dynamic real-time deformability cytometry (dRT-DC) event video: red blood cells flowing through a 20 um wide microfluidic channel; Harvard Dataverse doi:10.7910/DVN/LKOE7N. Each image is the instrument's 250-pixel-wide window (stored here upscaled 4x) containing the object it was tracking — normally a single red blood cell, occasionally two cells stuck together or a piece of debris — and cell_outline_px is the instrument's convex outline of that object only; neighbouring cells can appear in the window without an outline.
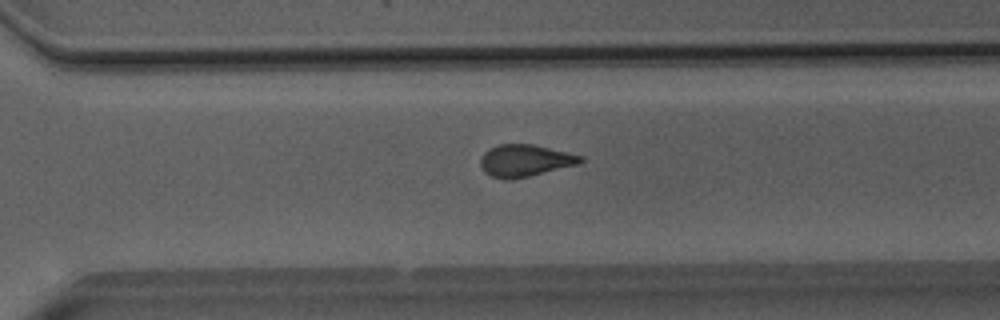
{"species": "Egyptian fruit bat (a non-hibernating species)", "species_latin": "Rousettus aegyptiacus", "temperature_condition": "room temperature", "stored_images_in_passage": 51, "camera_frame_rate_fps": 3000, "um_per_image_px": 0.085, "animal": {"sex": "male"}, "frame": {"image": 1, "passage_image": 36, "time_ms": 11.667, "image_size_px": [1000, 320], "cell_outline_px": [[584, 160], [580, 164], [528, 176], [508, 180], [492, 176], [484, 172], [480, 164], [480, 160], [484, 152], [488, 148], [500, 144], [532, 144], [584, 156]], "centroid_in_image_um": [44.63, 13.64], "position_along_channel_um": 326.0, "area_um2": 18.61}}
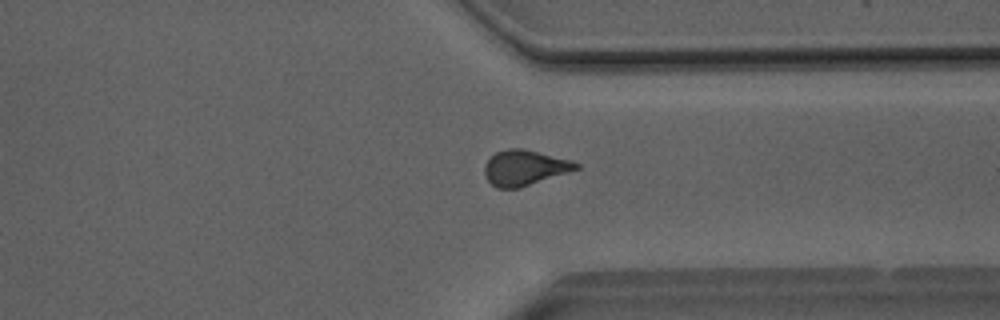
{"frame": {"image": 2, "passage_image": 39, "time_ms": 12.667, "image_size_px": [1000, 320], "cell_outline_px": [[580, 168], [520, 188], [496, 188], [484, 176], [484, 164], [496, 152], [508, 148], [524, 148], [572, 160], [580, 164]], "centroid_in_image_um": [44.59, 14.25], "position_along_channel_um": 366.8, "area_um2": 18.96}}
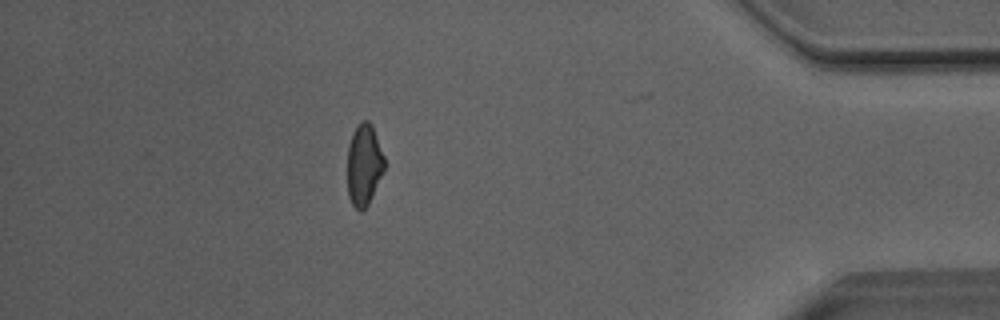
{"frame": {"image": 3, "passage_image": 45, "time_ms": 14.667, "image_size_px": [1000, 320], "cell_outline_px": [[384, 168], [368, 204], [360, 212], [352, 204], [348, 196], [348, 144], [352, 132], [360, 120], [368, 120], [372, 124], [384, 156]], "centroid_in_image_um": [30.92, 13.96], "position_along_channel_um": 404.3, "area_um2": 17.46}, "authors_computed_cell_mechanics": {"area_um2": 19.1318, "velocity_mm_per_s": 4.0818, "shape_relaxation_time_tau1_ms": 10.7872, "shape_relaxation_time_tau2_ms": 1.555, "deformation_change_tau1": 0.1867, "deformation_change_tau2": 0.0688}}